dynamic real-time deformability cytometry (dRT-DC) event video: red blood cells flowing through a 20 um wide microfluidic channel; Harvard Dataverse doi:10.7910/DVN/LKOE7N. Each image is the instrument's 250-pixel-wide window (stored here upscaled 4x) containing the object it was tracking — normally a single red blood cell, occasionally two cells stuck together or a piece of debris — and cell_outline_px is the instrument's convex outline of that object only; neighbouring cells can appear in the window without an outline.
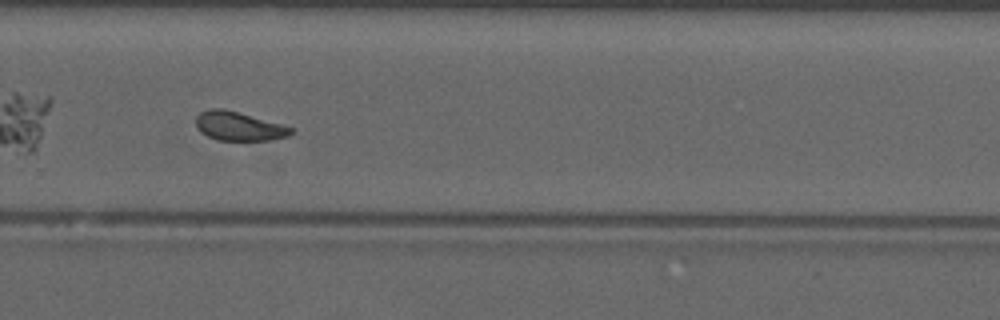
{"species": "common noctule bat (a hibernating species)", "species_latin": "Nyctalus noctula", "temperature_condition": "warm", "stored_images_in_passage": 38, "camera_frame_rate_fps": 3000, "um_per_image_px": 0.085, "animal": {"sex": "male", "forearm_length_mm": 52.5}, "frame": {"image": 1, "passage_image": 22, "time_ms": 7.0, "image_size_px": [1000, 320], "cell_outline_px": [[292, 132], [288, 136], [272, 140], [216, 140], [200, 132], [196, 124], [196, 116], [200, 112], [208, 108], [224, 108], [280, 124], [292, 128]], "centroid_in_image_um": [20.25, 10.72], "position_along_channel_um": 309.6, "area_um2": 15.9}, "authors_computed_cell_mechanics": {"area_um2": 16.3285, "velocity_mm_per_s": 4.0849, "shape_relaxation_time_tau1_ms": null, "shape_relaxation_time_tau2_ms": 1.5364, "deformation_change_tau1": null, "deformation_change_tau2": 0.0782}}